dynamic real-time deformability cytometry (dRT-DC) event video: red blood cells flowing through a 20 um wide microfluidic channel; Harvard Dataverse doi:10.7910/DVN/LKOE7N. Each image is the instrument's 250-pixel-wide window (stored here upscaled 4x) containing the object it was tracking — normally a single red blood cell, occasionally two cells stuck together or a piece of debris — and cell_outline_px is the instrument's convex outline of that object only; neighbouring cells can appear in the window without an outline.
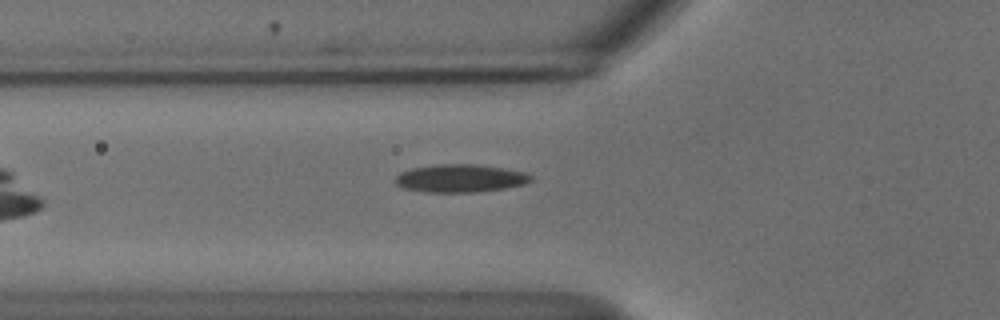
{"species": "common noctule bat (a hibernating species)", "species_latin": "Nyctalus noctula", "temperature_condition": "cold", "stored_images_in_passage": 37, "camera_frame_rate_fps": 3000, "um_per_image_px": 0.085, "animal": {"sex": "male", "body_mass_g": 18.8}, "frame": {"image": 1, "passage_image": 2, "time_ms": 0.333, "image_size_px": [1000, 320], "cell_outline_px": [[532, 180], [524, 184], [504, 188], [476, 192], [424, 192], [404, 188], [396, 184], [396, 176], [400, 172], [412, 168], [436, 164], [476, 164], [504, 168], [524, 172], [532, 176]], "centroid_in_image_um": [39.11, 15.15], "position_along_channel_um": 86.7, "area_um2": 22.02}}
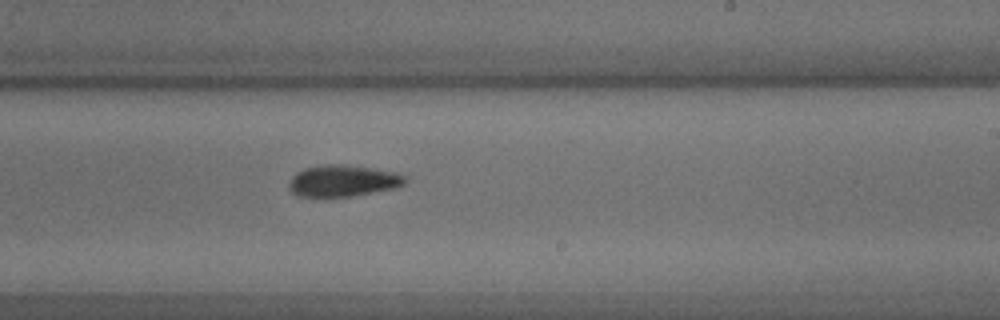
{"frame": {"image": 2, "passage_image": 16, "time_ms": 5.0, "image_size_px": [1000, 320], "cell_outline_px": [[408, 180], [404, 184], [396, 188], [352, 196], [300, 196], [292, 192], [288, 184], [292, 176], [296, 172], [304, 168], [324, 164], [344, 164], [372, 168], [396, 172], [408, 176]], "centroid_in_image_um": [29.19, 15.35], "position_along_channel_um": 259.8, "area_um2": 21.44}}
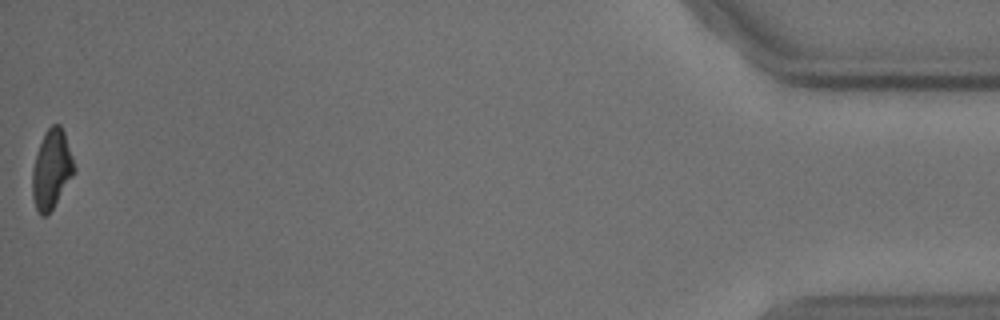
{"frame": {"image": 3, "passage_image": 37, "time_ms": 12.0, "image_size_px": [1000, 320], "cell_outline_px": [[76, 168], [72, 176], [52, 208], [44, 216], [40, 216], [36, 208], [32, 196], [32, 168], [36, 152], [44, 132], [52, 124], [60, 124], [64, 132]], "centroid_in_image_um": [4.36, 14.35], "position_along_channel_um": 430.8, "area_um2": 19.07}, "authors_computed_cell_mechanics": {"area_um2": 20.808, "velocity_mm_per_s": 3.6979, "shape_relaxation_time_tau1_ms": 6.3426, "shape_relaxation_time_tau2_ms": null, "deformation_change_tau1": 0.1487, "deformation_change_tau2": null}}